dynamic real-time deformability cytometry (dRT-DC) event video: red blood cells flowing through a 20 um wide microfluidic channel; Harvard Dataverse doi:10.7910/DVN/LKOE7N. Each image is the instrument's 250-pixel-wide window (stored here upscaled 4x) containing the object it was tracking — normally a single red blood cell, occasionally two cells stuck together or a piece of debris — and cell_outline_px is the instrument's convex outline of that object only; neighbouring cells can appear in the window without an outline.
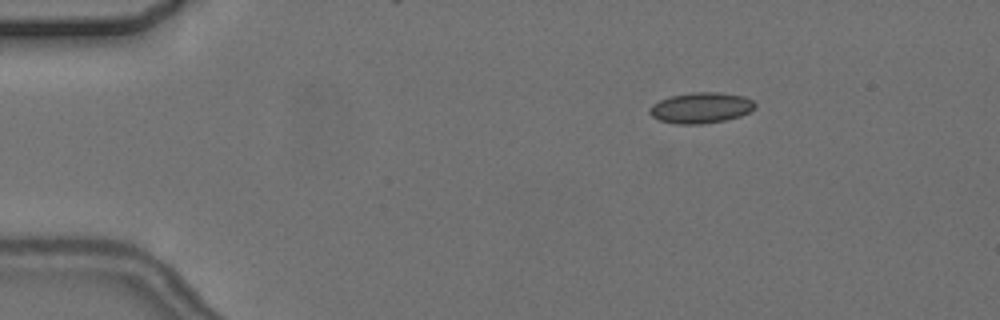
{"species": "common noctule bat (a hibernating species)", "species_latin": "Nyctalus noctula", "temperature_condition": "cold", "stored_images_in_passage": 6, "camera_frame_rate_fps": 3000, "um_per_image_px": 0.085, "animal": {"sex": "female", "body_mass_g": 24.6, "forearm_length_mm": 56.2}, "frame": {"image": 1, "passage_image": 1, "time_ms": 0.0, "image_size_px": [1000, 320], "cell_outline_px": [[756, 108], [740, 116], [724, 120], [700, 124], [676, 124], [660, 120], [652, 116], [648, 112], [652, 104], [660, 100], [672, 96], [692, 92], [720, 92], [744, 96], [752, 100], [756, 104]], "centroid_in_image_um": [59.59, 9.16], "position_along_channel_um": 25.4, "area_um2": 18.84}}
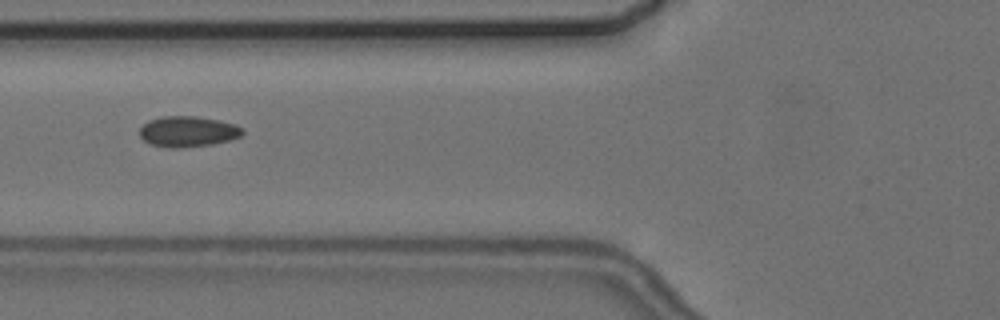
{"frame": {"image": 2, "passage_image": 4, "time_ms": 4.333, "image_size_px": [1000, 320], "cell_outline_px": [[244, 132], [240, 136], [228, 140], [212, 144], [184, 148], [168, 148], [152, 144], [144, 140], [140, 136], [140, 128], [148, 120], [160, 116], [196, 116], [220, 120], [236, 124], [244, 128]], "centroid_in_image_um": [15.98, 11.17], "position_along_channel_um": 109.8, "area_um2": 18.55}}
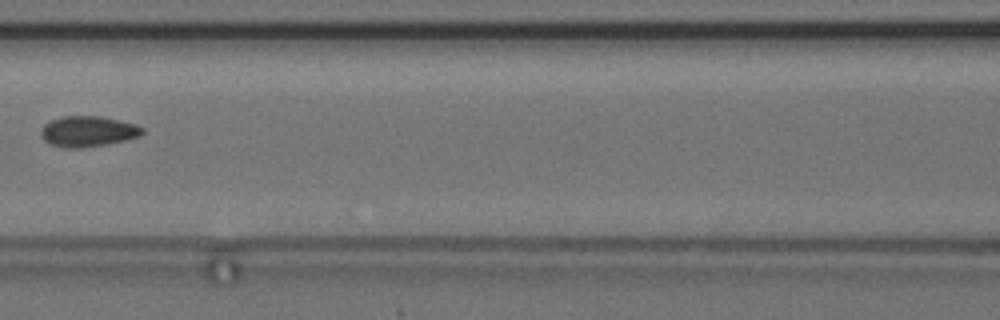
{"frame": {"image": 3, "passage_image": 5, "time_ms": 5.667, "image_size_px": [1000, 320], "cell_outline_px": [[144, 132], [140, 136], [128, 140], [80, 148], [64, 148], [52, 144], [44, 140], [40, 136], [40, 132], [44, 124], [52, 120], [64, 116], [100, 116], [120, 120], [136, 124], [144, 128]], "centroid_in_image_um": [7.5, 11.16], "position_along_channel_um": 159.1, "area_um2": 18.15}}